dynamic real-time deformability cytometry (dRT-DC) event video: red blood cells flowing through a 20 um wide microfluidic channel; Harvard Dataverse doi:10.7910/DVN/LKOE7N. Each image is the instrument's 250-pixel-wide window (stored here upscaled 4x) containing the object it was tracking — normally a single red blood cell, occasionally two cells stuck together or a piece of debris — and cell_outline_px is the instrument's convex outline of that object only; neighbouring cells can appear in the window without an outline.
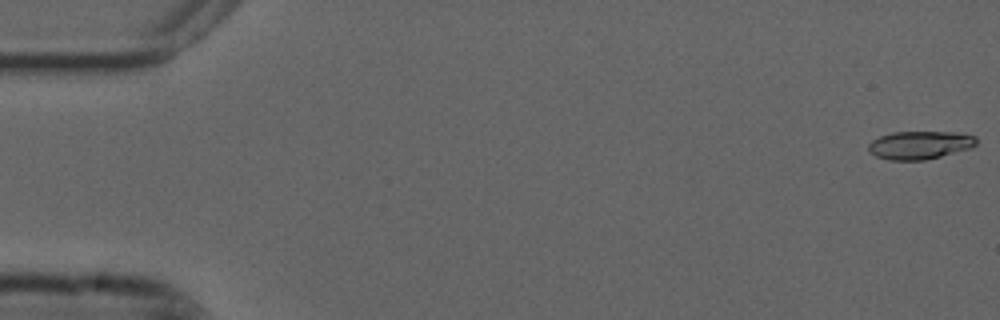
{"species": "common noctule bat (a hibernating species)", "species_latin": "Nyctalus noctula", "temperature_condition": "cold", "stored_images_in_passage": 54, "camera_frame_rate_fps": 3000, "um_per_image_px": 0.085, "animal": {"sex": "male", "forearm_length_mm": 52.5}, "frame": {"image": 1, "passage_image": 1, "time_ms": 0.0, "image_size_px": [1000, 320], "cell_outline_px": [[976, 144], [972, 148], [924, 160], [888, 160], [876, 156], [868, 152], [868, 144], [872, 140], [880, 136], [892, 132], [956, 132], [976, 136]], "centroid_in_image_um": [78.16, 12.33], "position_along_channel_um": 6.8, "area_um2": 17.74}}
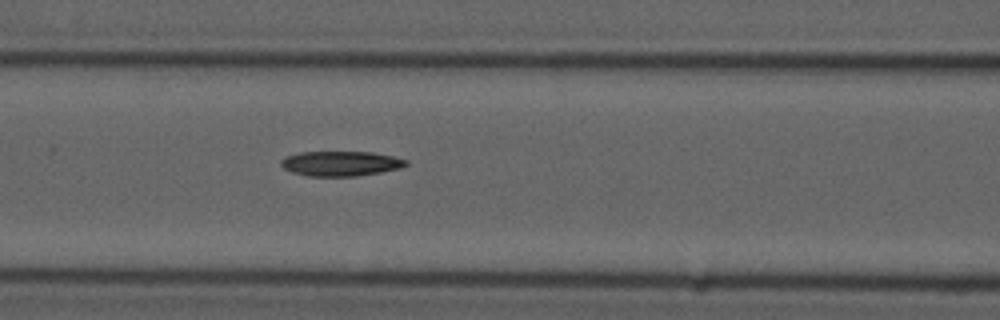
{"frame": {"image": 2, "passage_image": 23, "time_ms": 7.333, "image_size_px": [1000, 320], "cell_outline_px": [[408, 164], [400, 168], [380, 172], [356, 176], [308, 176], [292, 172], [284, 168], [280, 164], [280, 160], [284, 156], [300, 152], [372, 152], [392, 156], [408, 160]], "centroid_in_image_um": [28.94, 13.89], "position_along_channel_um": 137.7, "area_um2": 18.15}}
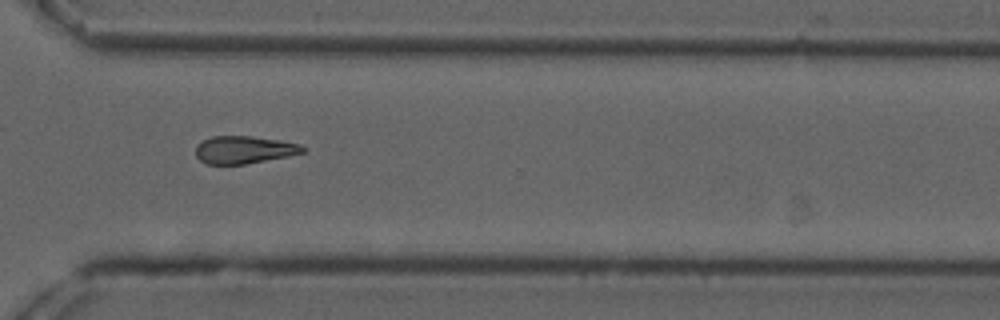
{"frame": {"image": 3, "passage_image": 40, "time_ms": 13.0, "image_size_px": [1000, 320], "cell_outline_px": [[304, 152], [288, 156], [244, 164], [208, 164], [200, 160], [196, 156], [196, 144], [212, 136], [252, 136], [280, 140], [300, 144], [304, 148]], "centroid_in_image_um": [20.73, 12.72], "position_along_channel_um": 349.9, "area_um2": 17.11}}